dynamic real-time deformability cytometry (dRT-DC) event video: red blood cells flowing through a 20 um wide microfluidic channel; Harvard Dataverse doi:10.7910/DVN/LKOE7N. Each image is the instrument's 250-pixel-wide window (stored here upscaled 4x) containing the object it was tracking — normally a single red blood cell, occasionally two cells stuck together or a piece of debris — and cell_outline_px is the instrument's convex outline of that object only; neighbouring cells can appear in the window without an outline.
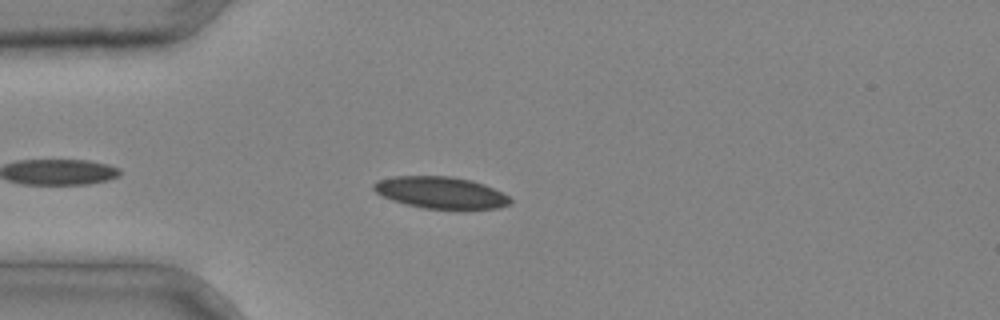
{"species": "common noctule bat (a hibernating species)", "species_latin": "Nyctalus noctula", "temperature_condition": "cold", "stored_images_in_passage": 4, "camera_frame_rate_fps": 3000, "um_per_image_px": 0.085, "animal": {"sex": "male", "body_mass_g": 20.4}, "frame": {"image": 1, "passage_image": 4, "time_ms": 1.0, "image_size_px": [1000, 320], "cell_outline_px": [[512, 204], [500, 208], [464, 212], [460, 212], [424, 208], [392, 200], [376, 192], [372, 188], [372, 184], [376, 180], [392, 176], [452, 176], [472, 180], [484, 184], [508, 196], [512, 200]], "centroid_in_image_um": [37.53, 16.41], "position_along_channel_um": 47.5, "area_um2": 26.24}}